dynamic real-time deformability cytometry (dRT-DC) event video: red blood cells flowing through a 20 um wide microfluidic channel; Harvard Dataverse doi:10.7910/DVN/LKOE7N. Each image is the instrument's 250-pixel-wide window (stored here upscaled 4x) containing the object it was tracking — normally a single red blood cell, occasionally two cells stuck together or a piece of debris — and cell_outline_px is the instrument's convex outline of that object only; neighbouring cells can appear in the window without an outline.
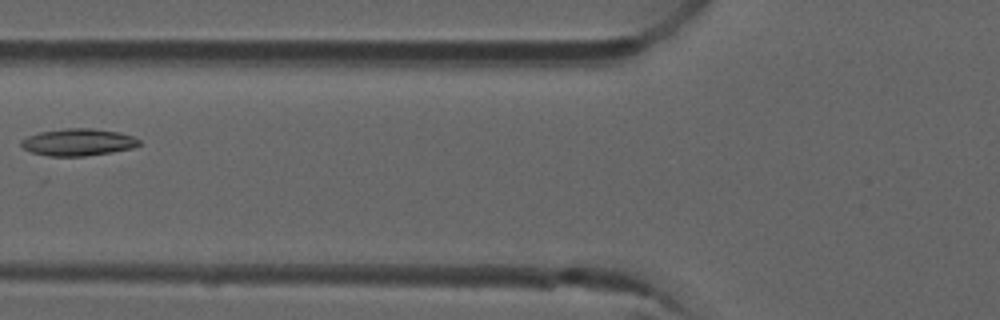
{"species": "common noctule bat (a hibernating species)", "species_latin": "Nyctalus noctula", "temperature_condition": "room temperature", "stored_images_in_passage": 7, "camera_frame_rate_fps": 3000, "um_per_image_px": 0.085, "animal": {"sex": "male", "forearm_length_mm": 52.5}, "frame": {"image": 1, "passage_image": 6, "time_ms": 1.667, "image_size_px": [1000, 320], "cell_outline_px": [[140, 144], [132, 148], [112, 152], [84, 156], [48, 156], [32, 152], [24, 148], [20, 144], [20, 140], [28, 136], [40, 132], [64, 128], [92, 128], [120, 132], [132, 136], [140, 140]], "centroid_in_image_um": [6.64, 12.08], "position_along_channel_um": 119.2, "area_um2": 18.61}}
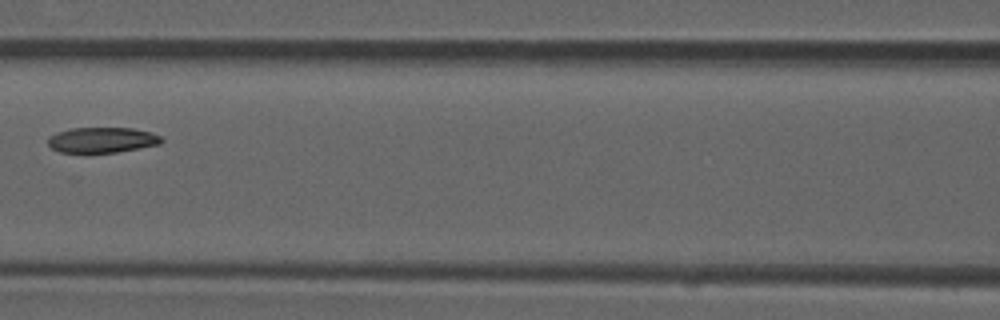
{"frame": {"image": 2, "passage_image": 7, "time_ms": 2.0, "image_size_px": [1000, 320], "cell_outline_px": [[164, 140], [160, 144], [140, 148], [116, 152], [60, 152], [52, 148], [48, 144], [48, 136], [56, 132], [72, 128], [132, 128], [152, 132], [160, 136]], "centroid_in_image_um": [8.68, 11.89], "position_along_channel_um": 157.9, "area_um2": 16.82}}